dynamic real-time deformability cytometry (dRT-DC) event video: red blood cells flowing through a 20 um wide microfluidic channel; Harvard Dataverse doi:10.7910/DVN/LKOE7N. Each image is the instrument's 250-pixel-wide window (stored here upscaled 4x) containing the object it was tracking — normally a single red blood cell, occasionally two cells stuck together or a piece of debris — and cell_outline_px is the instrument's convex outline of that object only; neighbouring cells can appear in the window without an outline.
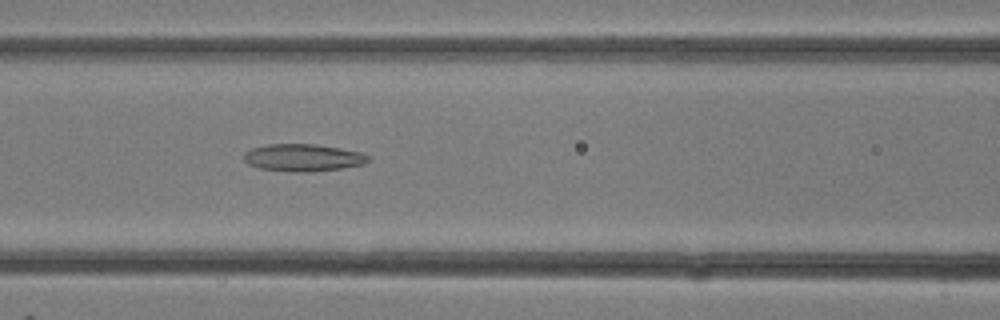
{"species": "common noctule bat (a hibernating species)", "species_latin": "Nyctalus noctula", "temperature_condition": "room temperature", "stored_images_in_passage": 12, "camera_frame_rate_fps": 3000, "um_per_image_px": 0.085, "animal": {"sex": "female"}, "frame": {"image": 1, "passage_image": 12, "time_ms": 3.667, "image_size_px": [1000, 320], "cell_outline_px": [[372, 160], [364, 164], [340, 168], [308, 172], [296, 172], [260, 168], [248, 164], [244, 160], [244, 152], [252, 148], [268, 144], [316, 144], [340, 148], [360, 152], [372, 156]], "centroid_in_image_um": [25.79, 13.39], "position_along_channel_um": 140.8, "area_um2": 19.83}}